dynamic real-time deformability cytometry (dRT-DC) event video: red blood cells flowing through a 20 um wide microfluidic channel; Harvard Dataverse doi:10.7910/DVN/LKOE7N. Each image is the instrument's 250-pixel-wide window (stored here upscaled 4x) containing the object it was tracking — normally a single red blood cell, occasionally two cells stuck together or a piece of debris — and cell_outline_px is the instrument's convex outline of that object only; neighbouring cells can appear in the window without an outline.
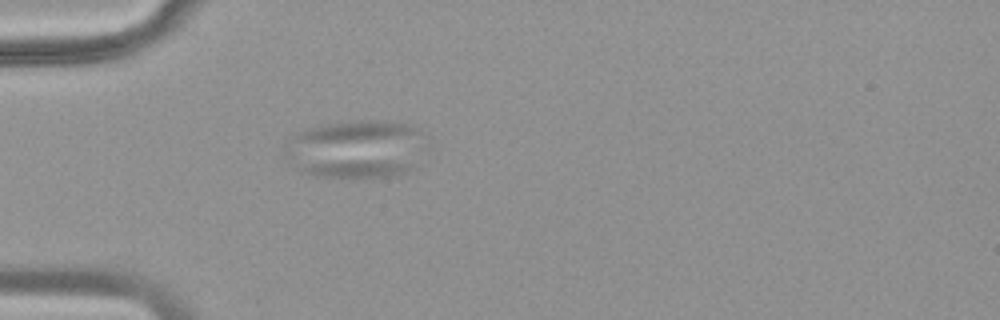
{"species": "common noctule bat (a hibernating species)", "species_latin": "Nyctalus noctula", "temperature_condition": "warm", "stored_images_in_passage": 46, "camera_frame_rate_fps": 3000, "um_per_image_px": 0.085, "animal": {"sex": "female", "body_mass_g": 18.4}, "frame": {"image": 1, "passage_image": 9, "time_ms": 2.667, "image_size_px": [1000, 320], "cell_outline_px": [[428, 148], [416, 168], [396, 176], [324, 176], [308, 172], [284, 160], [284, 152], [292, 136], [296, 132], [304, 128], [328, 124], [360, 120], [392, 120], [408, 124], [420, 128], [428, 136]], "centroid_in_image_um": [30.43, 12.63], "position_along_channel_um": 54.6, "area_um2": 48.84}}
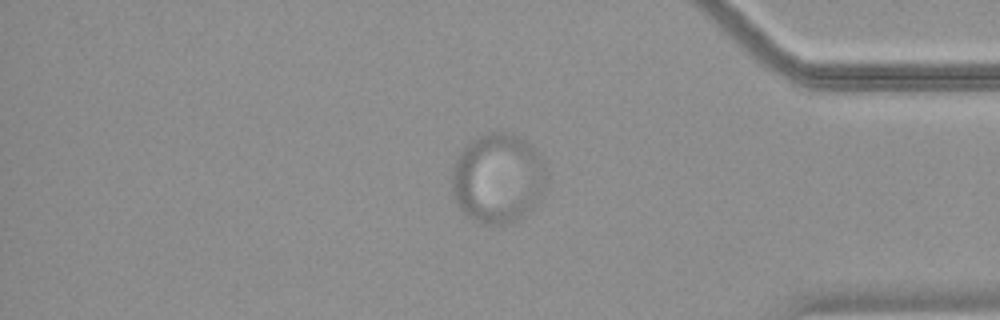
{"frame": {"image": 2, "passage_image": 38, "time_ms": 12.333, "image_size_px": [1000, 320], "cell_outline_px": [[544, 188], [540, 200], [520, 220], [504, 224], [480, 224], [472, 220], [456, 204], [452, 188], [452, 172], [456, 160], [460, 152], [472, 140], [484, 132], [512, 132], [524, 140], [540, 152], [544, 168]], "centroid_in_image_um": [42.32, 15.16], "position_along_channel_um": 392.9, "area_um2": 49.71}}